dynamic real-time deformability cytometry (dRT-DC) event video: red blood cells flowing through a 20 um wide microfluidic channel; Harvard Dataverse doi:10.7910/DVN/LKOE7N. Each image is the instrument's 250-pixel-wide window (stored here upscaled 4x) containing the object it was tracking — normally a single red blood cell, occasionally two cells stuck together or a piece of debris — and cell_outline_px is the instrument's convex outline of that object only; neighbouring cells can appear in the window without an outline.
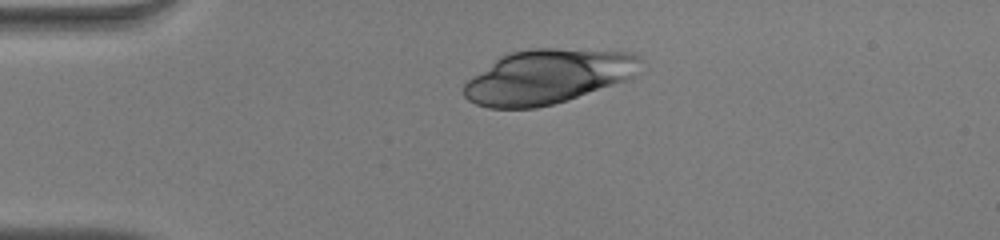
{"species": "human", "species_latin": "Homo sapiens", "temperature_condition": "warm", "stored_images_in_passage": 39, "camera_frame_rate_fps": 3000, "um_per_image_px": 0.085, "donor": {"sex": "male"}, "frame": {"image": 1, "passage_image": 1, "time_ms": 0.0, "image_size_px": [1000, 240], "cell_outline_px": [[644, 60], [632, 76], [624, 80], [552, 104], [536, 108], [488, 108], [476, 104], [468, 100], [464, 96], [464, 84], [468, 80], [500, 56], [512, 52], [532, 48], [556, 48], [636, 52]], "centroid_in_image_um": [46.55, 6.49], "position_along_channel_um": 38.5, "area_um2": 55.43}}